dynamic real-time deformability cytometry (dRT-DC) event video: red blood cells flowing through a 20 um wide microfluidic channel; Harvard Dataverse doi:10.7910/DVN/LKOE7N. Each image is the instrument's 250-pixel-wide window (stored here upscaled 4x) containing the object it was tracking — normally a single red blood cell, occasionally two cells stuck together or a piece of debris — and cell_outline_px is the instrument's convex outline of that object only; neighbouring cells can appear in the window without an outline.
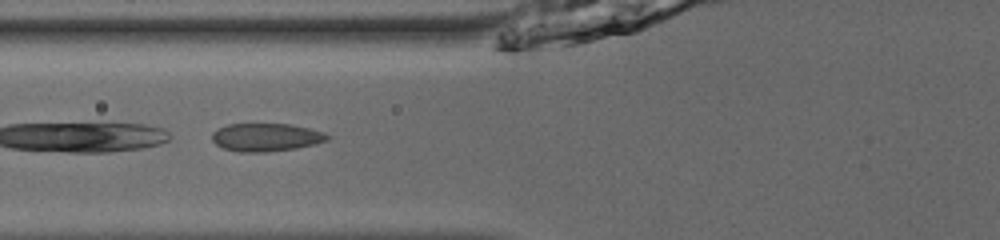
{"species": "common noctule bat (a hibernating species)", "species_latin": "Nyctalus noctula", "temperature_condition": "room temperature", "stored_images_in_passage": 8, "camera_frame_rate_fps": 3000, "um_per_image_px": 0.085, "animal": {"sex": "male", "body_mass_g": 13.0, "forearm_length_mm": 53.1}, "frame": {"image": 1, "passage_image": 5, "time_ms": 1.333, "image_size_px": [1000, 240], "cell_outline_px": [[332, 136], [328, 140], [316, 144], [296, 148], [268, 152], [236, 152], [224, 148], [216, 144], [212, 140], [212, 132], [216, 128], [228, 124], [288, 124], [308, 128], [324, 132]], "centroid_in_image_um": [22.61, 11.67], "position_along_channel_um": 103.2, "area_um2": 19.02}}